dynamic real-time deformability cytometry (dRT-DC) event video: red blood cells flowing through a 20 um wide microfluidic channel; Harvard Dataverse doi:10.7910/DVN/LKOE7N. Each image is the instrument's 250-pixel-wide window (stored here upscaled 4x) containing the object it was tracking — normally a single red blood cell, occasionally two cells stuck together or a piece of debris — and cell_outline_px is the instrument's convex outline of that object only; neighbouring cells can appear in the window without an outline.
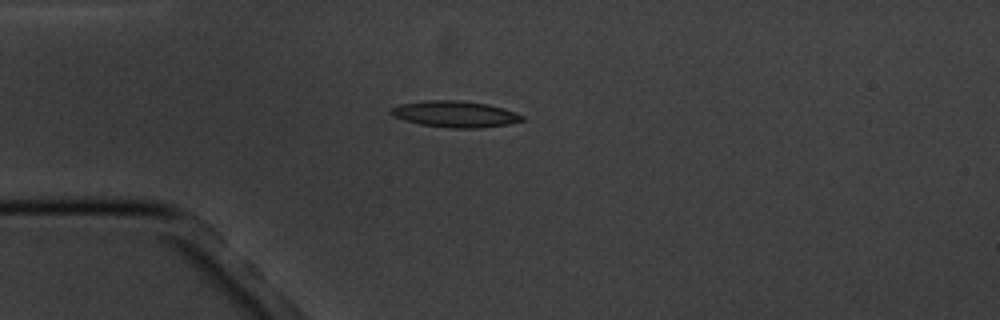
{"species": "common noctule bat (a hibernating species)", "species_latin": "Nyctalus noctula", "temperature_condition": "cold", "stored_images_in_passage": 7, "camera_frame_rate_fps": 3000, "um_per_image_px": 0.085, "animal": {"sex": "male", "body_mass_g": 20.1, "forearm_length_mm": 53.5}, "frame": {"image": 1, "passage_image": 3, "time_ms": 3.333, "image_size_px": [1000, 320], "cell_outline_px": [[524, 120], [508, 124], [480, 128], [452, 128], [420, 124], [404, 120], [392, 116], [388, 112], [392, 108], [400, 104], [424, 100], [460, 100], [488, 104], [504, 108], [524, 116]], "centroid_in_image_um": [38.66, 9.69], "position_along_channel_um": 46.3, "area_um2": 20.17}}
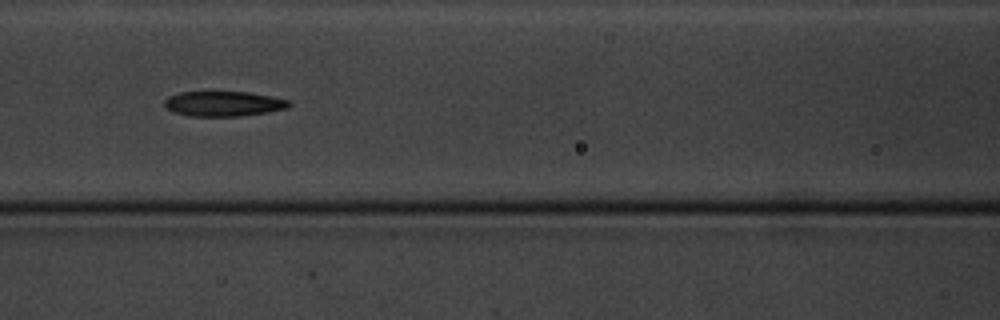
{"frame": {"image": 2, "passage_image": 6, "time_ms": 6.667, "image_size_px": [1000, 320], "cell_outline_px": [[292, 104], [288, 108], [268, 112], [240, 116], [188, 116], [172, 112], [164, 104], [164, 100], [168, 96], [180, 92], [248, 92], [272, 96], [288, 100]], "centroid_in_image_um": [19.0, 8.82], "position_along_channel_um": 147.6, "area_um2": 18.26}}
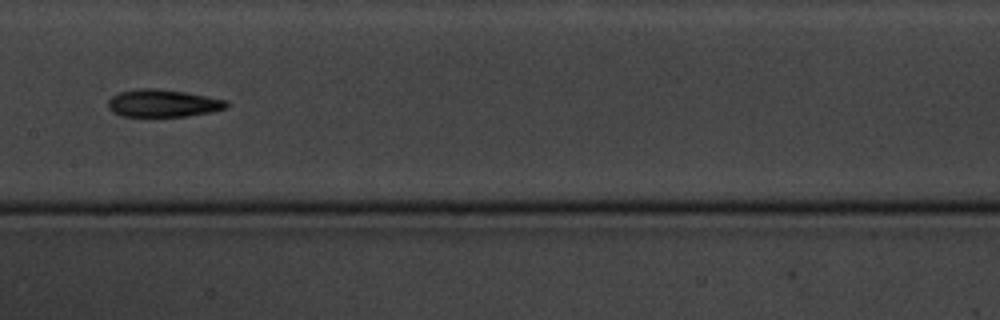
{"frame": {"image": 3, "passage_image": 7, "time_ms": 8.0, "image_size_px": [1000, 320], "cell_outline_px": [[228, 104], [224, 108], [208, 112], [184, 116], [120, 116], [112, 112], [108, 108], [108, 100], [112, 96], [120, 92], [136, 88], [156, 88], [184, 92], [228, 100]], "centroid_in_image_um": [13.79, 8.77], "position_along_channel_um": 193.6, "area_um2": 18.84}}